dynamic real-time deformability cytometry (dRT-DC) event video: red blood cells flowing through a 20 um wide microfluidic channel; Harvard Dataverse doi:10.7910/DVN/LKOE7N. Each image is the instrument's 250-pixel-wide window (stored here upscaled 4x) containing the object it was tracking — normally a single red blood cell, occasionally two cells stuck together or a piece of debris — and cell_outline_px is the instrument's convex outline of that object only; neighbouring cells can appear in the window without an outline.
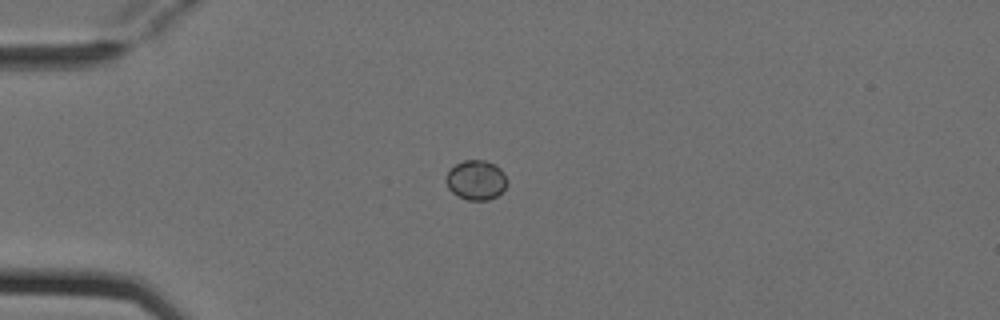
{"species": "Egyptian fruit bat (a non-hibernating species)", "species_latin": "Rousettus aegyptiacus", "temperature_condition": "cold", "stored_images_in_passage": 4, "camera_frame_rate_fps": 3000, "um_per_image_px": 0.085, "animal": {"sex": "female"}, "frame": {"image": 1, "passage_image": 3, "time_ms": 0.667, "image_size_px": [1000, 320], "cell_outline_px": [[508, 184], [496, 196], [488, 200], [468, 200], [452, 192], [448, 188], [444, 180], [444, 176], [456, 164], [464, 160], [484, 160], [496, 164], [504, 172], [508, 180]], "centroid_in_image_um": [40.47, 15.29], "position_along_channel_um": 44.5, "area_um2": 14.22}}